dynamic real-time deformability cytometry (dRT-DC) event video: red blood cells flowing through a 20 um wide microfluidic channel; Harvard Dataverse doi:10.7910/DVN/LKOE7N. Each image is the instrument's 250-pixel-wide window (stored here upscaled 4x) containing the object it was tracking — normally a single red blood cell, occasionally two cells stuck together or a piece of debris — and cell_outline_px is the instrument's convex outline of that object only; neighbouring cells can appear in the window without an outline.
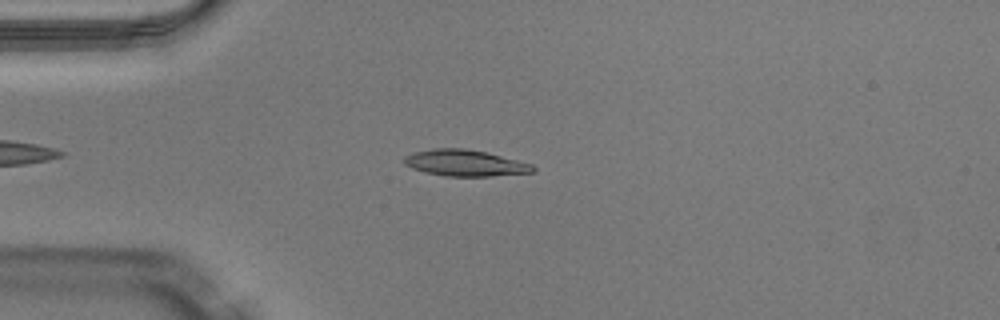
{"species": "Egyptian fruit bat (a non-hibernating species)", "species_latin": "Rousettus aegyptiacus", "temperature_condition": "warm", "stored_images_in_passage": 45, "camera_frame_rate_fps": 3000, "um_per_image_px": 0.085, "animal": {"sex": "male"}, "frame": {"image": 1, "passage_image": 8, "time_ms": 2.333, "image_size_px": [1000, 320], "cell_outline_px": [[536, 172], [492, 176], [444, 176], [424, 172], [412, 168], [404, 164], [404, 156], [412, 152], [432, 148], [464, 148], [484, 152], [532, 164], [536, 168]], "centroid_in_image_um": [39.5, 13.86], "position_along_channel_um": 45.5, "area_um2": 19.77}}
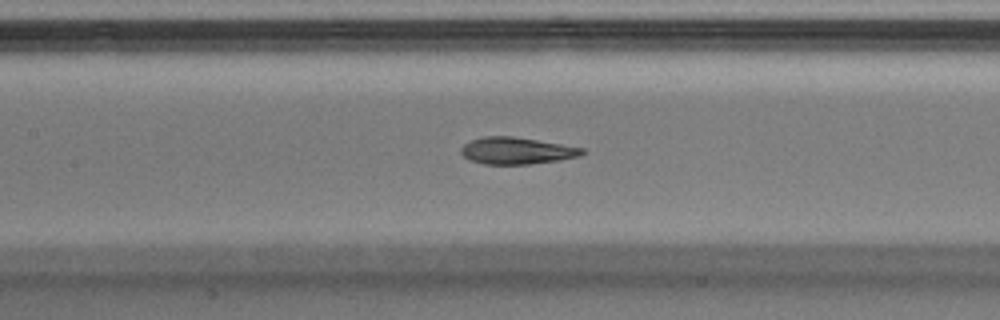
{"frame": {"image": 2, "passage_image": 18, "time_ms": 5.667, "image_size_px": [1000, 320], "cell_outline_px": [[584, 152], [580, 156], [560, 160], [528, 164], [484, 164], [468, 160], [460, 152], [460, 148], [464, 144], [472, 140], [484, 136], [512, 136], [584, 148]], "centroid_in_image_um": [43.88, 12.82], "position_along_channel_um": 163.5, "area_um2": 18.84}}
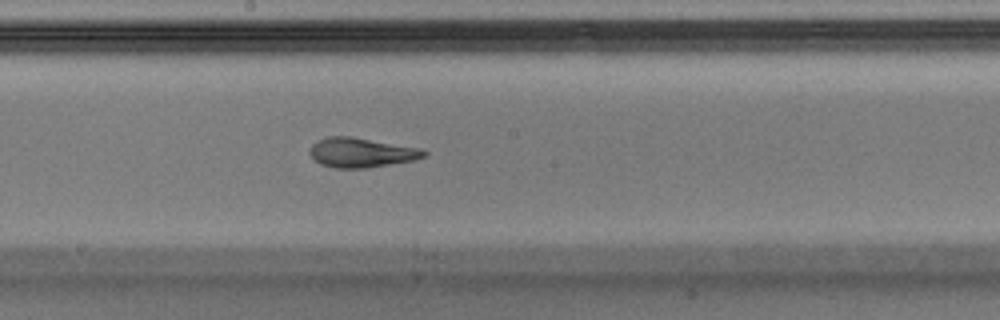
{"frame": {"image": 3, "passage_image": 22, "time_ms": 7.0, "image_size_px": [1000, 320], "cell_outline_px": [[428, 152], [424, 156], [412, 160], [368, 168], [336, 168], [320, 164], [308, 152], [312, 144], [316, 140], [328, 136], [352, 136], [424, 148]], "centroid_in_image_um": [30.71, 12.95], "position_along_channel_um": 217.5, "area_um2": 19.88}, "authors_computed_cell_mechanics": {"area_um2": 19.7098, "velocity_mm_per_s": 4.0531, "shape_relaxation_time_tau1_ms": 5.676, "shape_relaxation_time_tau2_ms": 1.2398, "deformation_change_tau1": 0.2161, "deformation_change_tau2": 0.0835}}